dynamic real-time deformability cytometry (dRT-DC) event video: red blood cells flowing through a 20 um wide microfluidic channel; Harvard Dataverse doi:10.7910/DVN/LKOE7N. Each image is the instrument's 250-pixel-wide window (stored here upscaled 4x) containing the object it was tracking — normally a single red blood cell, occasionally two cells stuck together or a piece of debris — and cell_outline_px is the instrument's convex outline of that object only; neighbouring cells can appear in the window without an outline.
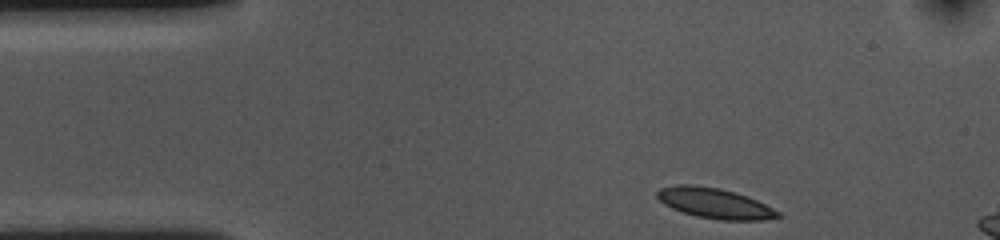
{"species": "common noctule bat (a hibernating species)", "species_latin": "Nyctalus noctula", "temperature_condition": "cold", "stored_images_in_passage": 7, "camera_frame_rate_fps": 3000, "um_per_image_px": 0.085, "animal": {"sex": "female", "body_mass_g": 10.0, "forearm_length_mm": 53.1}, "frame": {"image": 1, "passage_image": 1, "time_ms": 0.0, "image_size_px": [1000, 240], "cell_outline_px": [[780, 216], [764, 220], [720, 220], [696, 216], [672, 208], [664, 204], [656, 196], [656, 192], [660, 188], [676, 184], [692, 184], [720, 188], [736, 192], [748, 196], [780, 212]], "centroid_in_image_um": [60.73, 17.26], "position_along_channel_um": 24.3, "area_um2": 21.33}}